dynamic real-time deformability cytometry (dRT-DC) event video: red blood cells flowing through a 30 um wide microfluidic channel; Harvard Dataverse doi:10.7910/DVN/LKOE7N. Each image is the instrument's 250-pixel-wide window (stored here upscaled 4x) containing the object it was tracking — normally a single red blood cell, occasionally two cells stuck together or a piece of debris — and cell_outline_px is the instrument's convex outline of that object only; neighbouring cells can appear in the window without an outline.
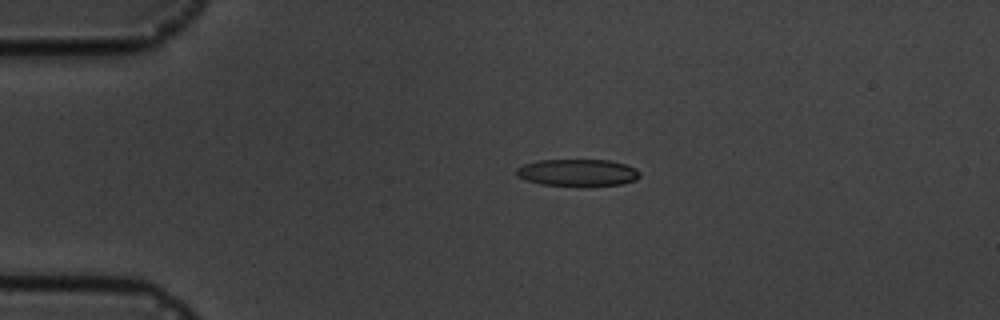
{"species": "common noctule bat (a hibernating species)", "species_latin": "Nyctalus noctula", "temperature_condition": "cold", "stored_images_in_passage": 4, "camera_frame_rate_fps": 3000, "um_per_image_px": 0.085, "animal": {"sex": "male", "body_mass_g": 19.5, "forearm_length_mm": 54.6}, "frame": {"image": 1, "passage_image": 3, "time_ms": 2.333, "image_size_px": [1000, 320], "cell_outline_px": [[640, 176], [636, 180], [620, 184], [540, 184], [516, 176], [516, 168], [524, 164], [540, 160], [608, 160], [628, 164], [636, 168], [640, 172]], "centroid_in_image_um": [49.12, 14.63], "position_along_channel_um": 35.9, "area_um2": 18.9}}